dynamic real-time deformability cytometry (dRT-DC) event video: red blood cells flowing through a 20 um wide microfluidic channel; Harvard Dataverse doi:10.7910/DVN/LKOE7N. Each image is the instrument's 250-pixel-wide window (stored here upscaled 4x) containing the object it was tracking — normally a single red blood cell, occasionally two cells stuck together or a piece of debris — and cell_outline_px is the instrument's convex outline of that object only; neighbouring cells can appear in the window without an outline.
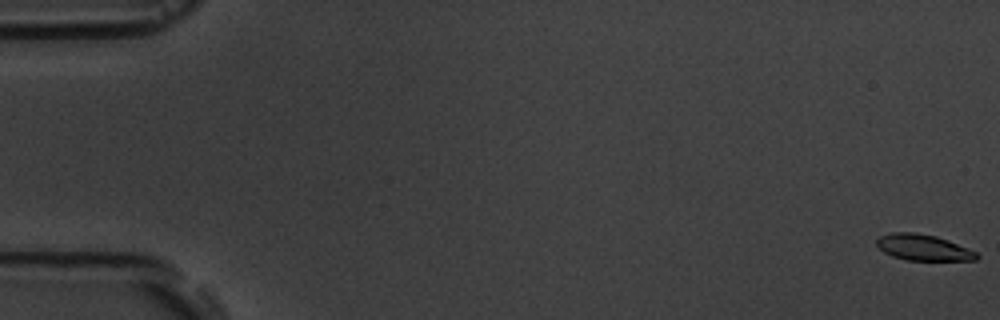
{"species": "common noctule bat (a hibernating species)", "species_latin": "Nyctalus noctula", "temperature_condition": "room temperature", "stored_images_in_passage": 9, "camera_frame_rate_fps": 3000, "um_per_image_px": 0.085, "animal": {"sex": "male", "body_mass_g": 19.5, "forearm_length_mm": 54.6}, "frame": {"image": 1, "passage_image": 1, "time_ms": 0.0, "image_size_px": [1000, 320], "cell_outline_px": [[980, 256], [976, 260], [908, 260], [892, 256], [884, 252], [876, 244], [876, 240], [880, 236], [892, 232], [916, 232], [936, 236], [948, 240], [976, 252]], "centroid_in_image_um": [78.46, 21.03], "position_along_channel_um": 6.5, "area_um2": 15.09}}
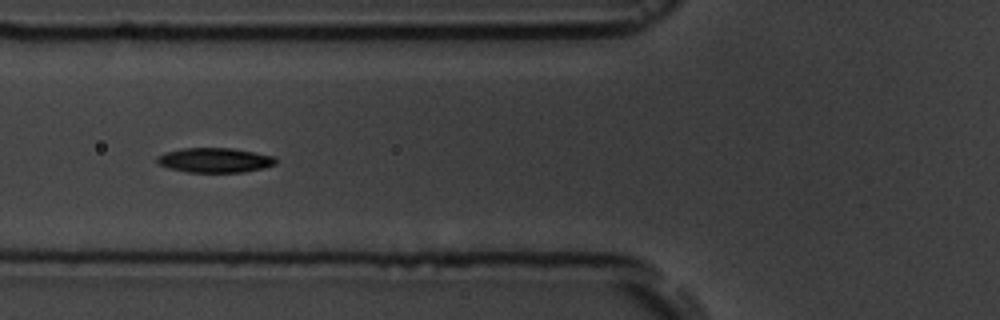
{"frame": {"image": 2, "passage_image": 7, "time_ms": 7.0, "image_size_px": [1000, 320], "cell_outline_px": [[276, 164], [264, 168], [244, 172], [188, 172], [168, 168], [160, 164], [156, 160], [156, 156], [164, 152], [180, 148], [232, 148], [276, 156]], "centroid_in_image_um": [18.26, 13.61], "position_along_channel_um": 107.5, "area_um2": 17.22}}
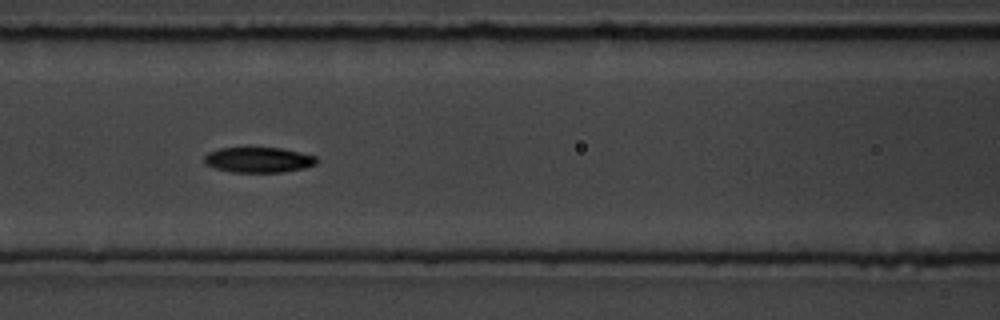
{"frame": {"image": 3, "passage_image": 8, "time_ms": 8.0, "image_size_px": [1000, 320], "cell_outline_px": [[320, 160], [316, 164], [304, 168], [284, 172], [232, 172], [216, 168], [204, 164], [204, 156], [208, 152], [220, 148], [280, 148], [300, 152], [316, 156]], "centroid_in_image_um": [21.99, 13.59], "position_along_channel_um": 144.6, "area_um2": 16.65}}